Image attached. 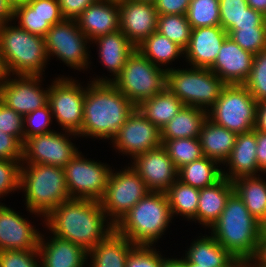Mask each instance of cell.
<instances>
[{
	"label": "cell",
	"mask_w": 266,
	"mask_h": 267,
	"mask_svg": "<svg viewBox=\"0 0 266 267\" xmlns=\"http://www.w3.org/2000/svg\"><path fill=\"white\" fill-rule=\"evenodd\" d=\"M85 87L84 121L78 137L112 140L136 106L111 82Z\"/></svg>",
	"instance_id": "7a4b0ae2"
},
{
	"label": "cell",
	"mask_w": 266,
	"mask_h": 267,
	"mask_svg": "<svg viewBox=\"0 0 266 267\" xmlns=\"http://www.w3.org/2000/svg\"><path fill=\"white\" fill-rule=\"evenodd\" d=\"M11 77L0 87V101L6 106L24 117L48 103L50 85L45 90L41 87L43 76L12 75Z\"/></svg>",
	"instance_id": "2e32d148"
},
{
	"label": "cell",
	"mask_w": 266,
	"mask_h": 267,
	"mask_svg": "<svg viewBox=\"0 0 266 267\" xmlns=\"http://www.w3.org/2000/svg\"><path fill=\"white\" fill-rule=\"evenodd\" d=\"M191 0H156L154 2L158 15H186Z\"/></svg>",
	"instance_id": "f907efd6"
},
{
	"label": "cell",
	"mask_w": 266,
	"mask_h": 267,
	"mask_svg": "<svg viewBox=\"0 0 266 267\" xmlns=\"http://www.w3.org/2000/svg\"><path fill=\"white\" fill-rule=\"evenodd\" d=\"M206 119V110L184 106L176 116L161 129V140L199 138L202 125Z\"/></svg>",
	"instance_id": "d6a6232c"
},
{
	"label": "cell",
	"mask_w": 266,
	"mask_h": 267,
	"mask_svg": "<svg viewBox=\"0 0 266 267\" xmlns=\"http://www.w3.org/2000/svg\"><path fill=\"white\" fill-rule=\"evenodd\" d=\"M85 87L71 77H58L51 83L48 103L53 118L63 129L78 134L84 121Z\"/></svg>",
	"instance_id": "4fadbf2b"
},
{
	"label": "cell",
	"mask_w": 266,
	"mask_h": 267,
	"mask_svg": "<svg viewBox=\"0 0 266 267\" xmlns=\"http://www.w3.org/2000/svg\"><path fill=\"white\" fill-rule=\"evenodd\" d=\"M255 129L266 133V101L258 103Z\"/></svg>",
	"instance_id": "11a10c76"
},
{
	"label": "cell",
	"mask_w": 266,
	"mask_h": 267,
	"mask_svg": "<svg viewBox=\"0 0 266 267\" xmlns=\"http://www.w3.org/2000/svg\"><path fill=\"white\" fill-rule=\"evenodd\" d=\"M153 246L135 245L126 260V267H163L165 257Z\"/></svg>",
	"instance_id": "7bdbcfd3"
},
{
	"label": "cell",
	"mask_w": 266,
	"mask_h": 267,
	"mask_svg": "<svg viewBox=\"0 0 266 267\" xmlns=\"http://www.w3.org/2000/svg\"><path fill=\"white\" fill-rule=\"evenodd\" d=\"M79 29L90 41L120 30L119 5L115 2L97 0L89 5L76 19Z\"/></svg>",
	"instance_id": "603a6c76"
},
{
	"label": "cell",
	"mask_w": 266,
	"mask_h": 267,
	"mask_svg": "<svg viewBox=\"0 0 266 267\" xmlns=\"http://www.w3.org/2000/svg\"><path fill=\"white\" fill-rule=\"evenodd\" d=\"M13 7L7 2V0H0V26L7 22H12L13 18Z\"/></svg>",
	"instance_id": "9f6ffc18"
},
{
	"label": "cell",
	"mask_w": 266,
	"mask_h": 267,
	"mask_svg": "<svg viewBox=\"0 0 266 267\" xmlns=\"http://www.w3.org/2000/svg\"><path fill=\"white\" fill-rule=\"evenodd\" d=\"M131 1H137V2H148L154 4L156 0H131Z\"/></svg>",
	"instance_id": "03108f58"
},
{
	"label": "cell",
	"mask_w": 266,
	"mask_h": 267,
	"mask_svg": "<svg viewBox=\"0 0 266 267\" xmlns=\"http://www.w3.org/2000/svg\"><path fill=\"white\" fill-rule=\"evenodd\" d=\"M258 102L240 84L226 85L215 104L207 111V118L236 134L255 128Z\"/></svg>",
	"instance_id": "9c48e42d"
},
{
	"label": "cell",
	"mask_w": 266,
	"mask_h": 267,
	"mask_svg": "<svg viewBox=\"0 0 266 267\" xmlns=\"http://www.w3.org/2000/svg\"><path fill=\"white\" fill-rule=\"evenodd\" d=\"M251 260L260 267H266V237L261 236Z\"/></svg>",
	"instance_id": "db71d44e"
},
{
	"label": "cell",
	"mask_w": 266,
	"mask_h": 267,
	"mask_svg": "<svg viewBox=\"0 0 266 267\" xmlns=\"http://www.w3.org/2000/svg\"><path fill=\"white\" fill-rule=\"evenodd\" d=\"M10 76L11 74L7 66L6 60L0 52V87H2L3 84L9 80Z\"/></svg>",
	"instance_id": "6f0895ef"
},
{
	"label": "cell",
	"mask_w": 266,
	"mask_h": 267,
	"mask_svg": "<svg viewBox=\"0 0 266 267\" xmlns=\"http://www.w3.org/2000/svg\"><path fill=\"white\" fill-rule=\"evenodd\" d=\"M227 36L228 33L221 26L192 29L189 45L185 49L186 62L191 67L209 69Z\"/></svg>",
	"instance_id": "7402d4cb"
},
{
	"label": "cell",
	"mask_w": 266,
	"mask_h": 267,
	"mask_svg": "<svg viewBox=\"0 0 266 267\" xmlns=\"http://www.w3.org/2000/svg\"><path fill=\"white\" fill-rule=\"evenodd\" d=\"M161 142L177 169L203 157L199 138H179Z\"/></svg>",
	"instance_id": "8d00e7d4"
},
{
	"label": "cell",
	"mask_w": 266,
	"mask_h": 267,
	"mask_svg": "<svg viewBox=\"0 0 266 267\" xmlns=\"http://www.w3.org/2000/svg\"><path fill=\"white\" fill-rule=\"evenodd\" d=\"M256 146V133L253 130L237 134L230 156L223 164H226V167L229 166V172H226L225 169L222 170V176L230 181L243 176H259L257 174L260 170L257 164Z\"/></svg>",
	"instance_id": "d4e9b609"
},
{
	"label": "cell",
	"mask_w": 266,
	"mask_h": 267,
	"mask_svg": "<svg viewBox=\"0 0 266 267\" xmlns=\"http://www.w3.org/2000/svg\"><path fill=\"white\" fill-rule=\"evenodd\" d=\"M123 169L115 173L111 170L105 193L99 201L114 225L149 192L145 181L132 167Z\"/></svg>",
	"instance_id": "30bf717a"
},
{
	"label": "cell",
	"mask_w": 266,
	"mask_h": 267,
	"mask_svg": "<svg viewBox=\"0 0 266 267\" xmlns=\"http://www.w3.org/2000/svg\"><path fill=\"white\" fill-rule=\"evenodd\" d=\"M136 49L154 65L161 68L167 67L175 59L185 55L183 48L157 31L145 38L136 46Z\"/></svg>",
	"instance_id": "836d02e7"
},
{
	"label": "cell",
	"mask_w": 266,
	"mask_h": 267,
	"mask_svg": "<svg viewBox=\"0 0 266 267\" xmlns=\"http://www.w3.org/2000/svg\"><path fill=\"white\" fill-rule=\"evenodd\" d=\"M253 58L252 53L242 49L227 36L214 64L209 69L226 85H243L251 72Z\"/></svg>",
	"instance_id": "ffe728a7"
},
{
	"label": "cell",
	"mask_w": 266,
	"mask_h": 267,
	"mask_svg": "<svg viewBox=\"0 0 266 267\" xmlns=\"http://www.w3.org/2000/svg\"><path fill=\"white\" fill-rule=\"evenodd\" d=\"M163 267H186L185 261L181 258H165Z\"/></svg>",
	"instance_id": "91938a15"
},
{
	"label": "cell",
	"mask_w": 266,
	"mask_h": 267,
	"mask_svg": "<svg viewBox=\"0 0 266 267\" xmlns=\"http://www.w3.org/2000/svg\"><path fill=\"white\" fill-rule=\"evenodd\" d=\"M111 141L114 149L129 155L133 160L138 155L162 145L161 130L135 108Z\"/></svg>",
	"instance_id": "9a60e30c"
},
{
	"label": "cell",
	"mask_w": 266,
	"mask_h": 267,
	"mask_svg": "<svg viewBox=\"0 0 266 267\" xmlns=\"http://www.w3.org/2000/svg\"><path fill=\"white\" fill-rule=\"evenodd\" d=\"M43 223L54 236L78 244L87 252L115 231L100 202L89 199L64 201L44 217Z\"/></svg>",
	"instance_id": "6da1fadb"
},
{
	"label": "cell",
	"mask_w": 266,
	"mask_h": 267,
	"mask_svg": "<svg viewBox=\"0 0 266 267\" xmlns=\"http://www.w3.org/2000/svg\"><path fill=\"white\" fill-rule=\"evenodd\" d=\"M93 43L98 45L100 62L114 78L122 71L127 58L136 49L121 30L99 36L92 41Z\"/></svg>",
	"instance_id": "4316f807"
},
{
	"label": "cell",
	"mask_w": 266,
	"mask_h": 267,
	"mask_svg": "<svg viewBox=\"0 0 266 267\" xmlns=\"http://www.w3.org/2000/svg\"><path fill=\"white\" fill-rule=\"evenodd\" d=\"M186 17L192 29L220 26L219 0H191Z\"/></svg>",
	"instance_id": "f35d334b"
},
{
	"label": "cell",
	"mask_w": 266,
	"mask_h": 267,
	"mask_svg": "<svg viewBox=\"0 0 266 267\" xmlns=\"http://www.w3.org/2000/svg\"><path fill=\"white\" fill-rule=\"evenodd\" d=\"M43 237L38 247L41 267H85L88 263V252L82 246L54 235L47 241Z\"/></svg>",
	"instance_id": "cb8c5ba5"
},
{
	"label": "cell",
	"mask_w": 266,
	"mask_h": 267,
	"mask_svg": "<svg viewBox=\"0 0 266 267\" xmlns=\"http://www.w3.org/2000/svg\"><path fill=\"white\" fill-rule=\"evenodd\" d=\"M243 85L258 103L266 101V48L254 55L251 72Z\"/></svg>",
	"instance_id": "ab89813d"
},
{
	"label": "cell",
	"mask_w": 266,
	"mask_h": 267,
	"mask_svg": "<svg viewBox=\"0 0 266 267\" xmlns=\"http://www.w3.org/2000/svg\"><path fill=\"white\" fill-rule=\"evenodd\" d=\"M172 219L166 193L149 191L115 225V231L135 245L155 246Z\"/></svg>",
	"instance_id": "277c9868"
},
{
	"label": "cell",
	"mask_w": 266,
	"mask_h": 267,
	"mask_svg": "<svg viewBox=\"0 0 266 267\" xmlns=\"http://www.w3.org/2000/svg\"><path fill=\"white\" fill-rule=\"evenodd\" d=\"M23 144L14 136L0 131V159L22 160Z\"/></svg>",
	"instance_id": "c3c4849f"
},
{
	"label": "cell",
	"mask_w": 266,
	"mask_h": 267,
	"mask_svg": "<svg viewBox=\"0 0 266 267\" xmlns=\"http://www.w3.org/2000/svg\"><path fill=\"white\" fill-rule=\"evenodd\" d=\"M230 267H244V262L236 260Z\"/></svg>",
	"instance_id": "e7e4bbea"
},
{
	"label": "cell",
	"mask_w": 266,
	"mask_h": 267,
	"mask_svg": "<svg viewBox=\"0 0 266 267\" xmlns=\"http://www.w3.org/2000/svg\"><path fill=\"white\" fill-rule=\"evenodd\" d=\"M22 160L0 159V198L20 190Z\"/></svg>",
	"instance_id": "ee69618b"
},
{
	"label": "cell",
	"mask_w": 266,
	"mask_h": 267,
	"mask_svg": "<svg viewBox=\"0 0 266 267\" xmlns=\"http://www.w3.org/2000/svg\"><path fill=\"white\" fill-rule=\"evenodd\" d=\"M191 25L186 15H159L157 32L168 37L172 42L184 50L188 47L191 37Z\"/></svg>",
	"instance_id": "74e56055"
},
{
	"label": "cell",
	"mask_w": 266,
	"mask_h": 267,
	"mask_svg": "<svg viewBox=\"0 0 266 267\" xmlns=\"http://www.w3.org/2000/svg\"><path fill=\"white\" fill-rule=\"evenodd\" d=\"M210 229L217 242L243 262L252 258L262 236L261 223L250 214L235 192L227 199L224 210Z\"/></svg>",
	"instance_id": "3957f363"
},
{
	"label": "cell",
	"mask_w": 266,
	"mask_h": 267,
	"mask_svg": "<svg viewBox=\"0 0 266 267\" xmlns=\"http://www.w3.org/2000/svg\"><path fill=\"white\" fill-rule=\"evenodd\" d=\"M234 192L261 224L266 220V181L262 176H243L232 181Z\"/></svg>",
	"instance_id": "1f68e13d"
},
{
	"label": "cell",
	"mask_w": 266,
	"mask_h": 267,
	"mask_svg": "<svg viewBox=\"0 0 266 267\" xmlns=\"http://www.w3.org/2000/svg\"><path fill=\"white\" fill-rule=\"evenodd\" d=\"M234 192L232 181L222 177L215 184L199 189L196 221L211 228L225 208L227 199Z\"/></svg>",
	"instance_id": "484cf974"
},
{
	"label": "cell",
	"mask_w": 266,
	"mask_h": 267,
	"mask_svg": "<svg viewBox=\"0 0 266 267\" xmlns=\"http://www.w3.org/2000/svg\"><path fill=\"white\" fill-rule=\"evenodd\" d=\"M39 258L38 250L0 251V267H41Z\"/></svg>",
	"instance_id": "f6af8a7d"
},
{
	"label": "cell",
	"mask_w": 266,
	"mask_h": 267,
	"mask_svg": "<svg viewBox=\"0 0 266 267\" xmlns=\"http://www.w3.org/2000/svg\"><path fill=\"white\" fill-rule=\"evenodd\" d=\"M0 202V251L38 250L41 233L19 212Z\"/></svg>",
	"instance_id": "ac0fdd59"
},
{
	"label": "cell",
	"mask_w": 266,
	"mask_h": 267,
	"mask_svg": "<svg viewBox=\"0 0 266 267\" xmlns=\"http://www.w3.org/2000/svg\"><path fill=\"white\" fill-rule=\"evenodd\" d=\"M13 18L20 28L43 38L52 25L64 20L58 0H29L14 8Z\"/></svg>",
	"instance_id": "44dd1931"
},
{
	"label": "cell",
	"mask_w": 266,
	"mask_h": 267,
	"mask_svg": "<svg viewBox=\"0 0 266 267\" xmlns=\"http://www.w3.org/2000/svg\"><path fill=\"white\" fill-rule=\"evenodd\" d=\"M218 164L217 161L203 156L179 168L178 180L197 189L211 186L223 177Z\"/></svg>",
	"instance_id": "e575fe53"
},
{
	"label": "cell",
	"mask_w": 266,
	"mask_h": 267,
	"mask_svg": "<svg viewBox=\"0 0 266 267\" xmlns=\"http://www.w3.org/2000/svg\"><path fill=\"white\" fill-rule=\"evenodd\" d=\"M52 120L53 115L49 103L24 116V142L29 137L54 132L49 128Z\"/></svg>",
	"instance_id": "b9f144b4"
},
{
	"label": "cell",
	"mask_w": 266,
	"mask_h": 267,
	"mask_svg": "<svg viewBox=\"0 0 266 267\" xmlns=\"http://www.w3.org/2000/svg\"><path fill=\"white\" fill-rule=\"evenodd\" d=\"M71 199L100 201L105 193L112 168L102 162L86 159L78 152L64 167Z\"/></svg>",
	"instance_id": "7c38bea8"
},
{
	"label": "cell",
	"mask_w": 266,
	"mask_h": 267,
	"mask_svg": "<svg viewBox=\"0 0 266 267\" xmlns=\"http://www.w3.org/2000/svg\"><path fill=\"white\" fill-rule=\"evenodd\" d=\"M236 136V133L207 118L199 135L203 156L217 161L219 166L224 164L234 147Z\"/></svg>",
	"instance_id": "f1b7e54d"
},
{
	"label": "cell",
	"mask_w": 266,
	"mask_h": 267,
	"mask_svg": "<svg viewBox=\"0 0 266 267\" xmlns=\"http://www.w3.org/2000/svg\"><path fill=\"white\" fill-rule=\"evenodd\" d=\"M106 1L120 3V2H123V1H126V0H106Z\"/></svg>",
	"instance_id": "003e7915"
},
{
	"label": "cell",
	"mask_w": 266,
	"mask_h": 267,
	"mask_svg": "<svg viewBox=\"0 0 266 267\" xmlns=\"http://www.w3.org/2000/svg\"><path fill=\"white\" fill-rule=\"evenodd\" d=\"M29 0H7L13 9L19 5L26 4Z\"/></svg>",
	"instance_id": "94428289"
},
{
	"label": "cell",
	"mask_w": 266,
	"mask_h": 267,
	"mask_svg": "<svg viewBox=\"0 0 266 267\" xmlns=\"http://www.w3.org/2000/svg\"><path fill=\"white\" fill-rule=\"evenodd\" d=\"M247 7L246 0H219L220 26L227 32L233 25L241 24Z\"/></svg>",
	"instance_id": "7dc6e473"
},
{
	"label": "cell",
	"mask_w": 266,
	"mask_h": 267,
	"mask_svg": "<svg viewBox=\"0 0 266 267\" xmlns=\"http://www.w3.org/2000/svg\"><path fill=\"white\" fill-rule=\"evenodd\" d=\"M97 0H58L64 19L75 20L89 5Z\"/></svg>",
	"instance_id": "681fc988"
},
{
	"label": "cell",
	"mask_w": 266,
	"mask_h": 267,
	"mask_svg": "<svg viewBox=\"0 0 266 267\" xmlns=\"http://www.w3.org/2000/svg\"><path fill=\"white\" fill-rule=\"evenodd\" d=\"M130 166L145 181L149 191L165 193L178 179V169L162 145L138 155Z\"/></svg>",
	"instance_id": "e0dca14e"
},
{
	"label": "cell",
	"mask_w": 266,
	"mask_h": 267,
	"mask_svg": "<svg viewBox=\"0 0 266 267\" xmlns=\"http://www.w3.org/2000/svg\"><path fill=\"white\" fill-rule=\"evenodd\" d=\"M185 105L166 87L152 98L140 102L136 108L160 130L172 120Z\"/></svg>",
	"instance_id": "4dcf8cb0"
},
{
	"label": "cell",
	"mask_w": 266,
	"mask_h": 267,
	"mask_svg": "<svg viewBox=\"0 0 266 267\" xmlns=\"http://www.w3.org/2000/svg\"><path fill=\"white\" fill-rule=\"evenodd\" d=\"M135 244L113 231L105 240L88 251L89 267H126V260Z\"/></svg>",
	"instance_id": "83f0119b"
},
{
	"label": "cell",
	"mask_w": 266,
	"mask_h": 267,
	"mask_svg": "<svg viewBox=\"0 0 266 267\" xmlns=\"http://www.w3.org/2000/svg\"><path fill=\"white\" fill-rule=\"evenodd\" d=\"M20 190L25 192L27 211L43 218L71 199L64 168L47 164H21Z\"/></svg>",
	"instance_id": "5b68a950"
},
{
	"label": "cell",
	"mask_w": 266,
	"mask_h": 267,
	"mask_svg": "<svg viewBox=\"0 0 266 267\" xmlns=\"http://www.w3.org/2000/svg\"><path fill=\"white\" fill-rule=\"evenodd\" d=\"M24 117L0 101V131L24 144Z\"/></svg>",
	"instance_id": "bcb514c9"
},
{
	"label": "cell",
	"mask_w": 266,
	"mask_h": 267,
	"mask_svg": "<svg viewBox=\"0 0 266 267\" xmlns=\"http://www.w3.org/2000/svg\"><path fill=\"white\" fill-rule=\"evenodd\" d=\"M193 241L185 251L189 262L202 267H230L237 260L212 235L199 236Z\"/></svg>",
	"instance_id": "f546056e"
},
{
	"label": "cell",
	"mask_w": 266,
	"mask_h": 267,
	"mask_svg": "<svg viewBox=\"0 0 266 267\" xmlns=\"http://www.w3.org/2000/svg\"><path fill=\"white\" fill-rule=\"evenodd\" d=\"M227 33L242 49L253 55L266 48V28H239Z\"/></svg>",
	"instance_id": "60d3db41"
},
{
	"label": "cell",
	"mask_w": 266,
	"mask_h": 267,
	"mask_svg": "<svg viewBox=\"0 0 266 267\" xmlns=\"http://www.w3.org/2000/svg\"><path fill=\"white\" fill-rule=\"evenodd\" d=\"M64 132L61 134L54 130L27 138L23 144L22 164H47L64 168L79 152L71 142L72 136L77 138L78 134Z\"/></svg>",
	"instance_id": "5bb4252c"
},
{
	"label": "cell",
	"mask_w": 266,
	"mask_h": 267,
	"mask_svg": "<svg viewBox=\"0 0 266 267\" xmlns=\"http://www.w3.org/2000/svg\"><path fill=\"white\" fill-rule=\"evenodd\" d=\"M98 77L92 78L93 82H111L137 106L166 88L167 70L154 65L135 49L115 78Z\"/></svg>",
	"instance_id": "52a82bcc"
},
{
	"label": "cell",
	"mask_w": 266,
	"mask_h": 267,
	"mask_svg": "<svg viewBox=\"0 0 266 267\" xmlns=\"http://www.w3.org/2000/svg\"><path fill=\"white\" fill-rule=\"evenodd\" d=\"M256 133V157L257 164L260 172L266 173V133L257 131L255 128L253 130Z\"/></svg>",
	"instance_id": "f5cc1de1"
},
{
	"label": "cell",
	"mask_w": 266,
	"mask_h": 267,
	"mask_svg": "<svg viewBox=\"0 0 266 267\" xmlns=\"http://www.w3.org/2000/svg\"><path fill=\"white\" fill-rule=\"evenodd\" d=\"M172 217L178 214L187 220L196 221L199 189L184 184L178 179L165 192Z\"/></svg>",
	"instance_id": "d590c367"
},
{
	"label": "cell",
	"mask_w": 266,
	"mask_h": 267,
	"mask_svg": "<svg viewBox=\"0 0 266 267\" xmlns=\"http://www.w3.org/2000/svg\"><path fill=\"white\" fill-rule=\"evenodd\" d=\"M244 267H260L257 266L251 259L244 262Z\"/></svg>",
	"instance_id": "6125c7cd"
},
{
	"label": "cell",
	"mask_w": 266,
	"mask_h": 267,
	"mask_svg": "<svg viewBox=\"0 0 266 267\" xmlns=\"http://www.w3.org/2000/svg\"><path fill=\"white\" fill-rule=\"evenodd\" d=\"M166 87L185 105L208 111L226 84L208 68L168 67Z\"/></svg>",
	"instance_id": "ba28073f"
},
{
	"label": "cell",
	"mask_w": 266,
	"mask_h": 267,
	"mask_svg": "<svg viewBox=\"0 0 266 267\" xmlns=\"http://www.w3.org/2000/svg\"><path fill=\"white\" fill-rule=\"evenodd\" d=\"M9 22L0 26V52L11 75H43L47 65L45 38Z\"/></svg>",
	"instance_id": "8992f818"
},
{
	"label": "cell",
	"mask_w": 266,
	"mask_h": 267,
	"mask_svg": "<svg viewBox=\"0 0 266 267\" xmlns=\"http://www.w3.org/2000/svg\"><path fill=\"white\" fill-rule=\"evenodd\" d=\"M183 260H184L185 263H186V267H202V266L197 265V264H195V263H193V262H189L186 258H184V256H183Z\"/></svg>",
	"instance_id": "be15d7a7"
},
{
	"label": "cell",
	"mask_w": 266,
	"mask_h": 267,
	"mask_svg": "<svg viewBox=\"0 0 266 267\" xmlns=\"http://www.w3.org/2000/svg\"><path fill=\"white\" fill-rule=\"evenodd\" d=\"M248 6L266 16V0H246Z\"/></svg>",
	"instance_id": "680465c9"
},
{
	"label": "cell",
	"mask_w": 266,
	"mask_h": 267,
	"mask_svg": "<svg viewBox=\"0 0 266 267\" xmlns=\"http://www.w3.org/2000/svg\"><path fill=\"white\" fill-rule=\"evenodd\" d=\"M89 42L91 41L79 29L76 21L68 19L52 25L45 36L48 59L55 56L67 66L79 71H85L91 63L87 49Z\"/></svg>",
	"instance_id": "8fae6325"
},
{
	"label": "cell",
	"mask_w": 266,
	"mask_h": 267,
	"mask_svg": "<svg viewBox=\"0 0 266 267\" xmlns=\"http://www.w3.org/2000/svg\"><path fill=\"white\" fill-rule=\"evenodd\" d=\"M118 5L120 30L135 47L157 31L159 15L154 4L126 0Z\"/></svg>",
	"instance_id": "d6986e66"
},
{
	"label": "cell",
	"mask_w": 266,
	"mask_h": 267,
	"mask_svg": "<svg viewBox=\"0 0 266 267\" xmlns=\"http://www.w3.org/2000/svg\"><path fill=\"white\" fill-rule=\"evenodd\" d=\"M239 28H266V16L251 7H247L242 14L241 24L233 25L229 30Z\"/></svg>",
	"instance_id": "816d5d0a"
}]
</instances>
